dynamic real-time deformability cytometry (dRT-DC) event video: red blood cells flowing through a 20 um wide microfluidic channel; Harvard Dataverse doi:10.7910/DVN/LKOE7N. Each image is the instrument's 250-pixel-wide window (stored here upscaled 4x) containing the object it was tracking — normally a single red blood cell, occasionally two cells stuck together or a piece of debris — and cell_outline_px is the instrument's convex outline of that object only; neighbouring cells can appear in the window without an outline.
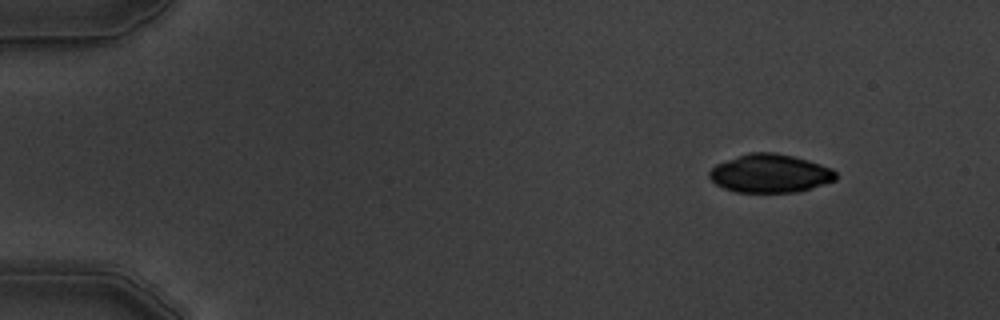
{"species": "common noctule bat (a hibernating species)", "species_latin": "Nyctalus noctula", "temperature_condition": "warm", "stored_images_in_passage": 4, "camera_frame_rate_fps": 3000, "um_per_image_px": 0.085, "animal": {"sex": "male", "body_mass_g": 19.5, "forearm_length_mm": 54.6}, "frame": {"image": 1, "passage_image": 1, "time_ms": 0.0, "image_size_px": [1000, 320], "cell_outline_px": [[836, 180], [796, 192], [736, 192], [724, 188], [716, 184], [708, 176], [708, 172], [716, 164], [748, 152], [776, 152], [808, 160], [832, 168], [836, 172]], "centroid_in_image_um": [65.44, 14.73], "position_along_channel_um": 19.6, "area_um2": 28.21}}
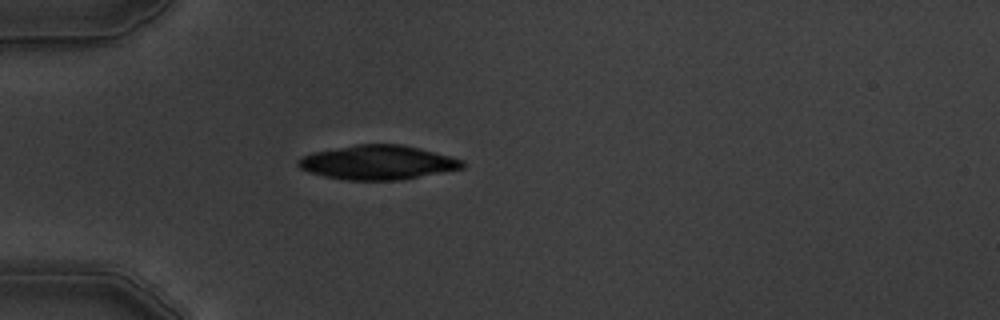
{"frame": {"image": 2, "passage_image": 4, "time_ms": 3.333, "image_size_px": [1000, 320], "cell_outline_px": [[464, 168], [400, 180], [348, 180], [324, 176], [308, 172], [300, 168], [296, 164], [296, 160], [300, 156], [312, 152], [356, 144], [400, 144], [420, 148], [464, 160]], "centroid_in_image_um": [32.07, 13.8], "position_along_channel_um": 52.9, "area_um2": 32.89}}